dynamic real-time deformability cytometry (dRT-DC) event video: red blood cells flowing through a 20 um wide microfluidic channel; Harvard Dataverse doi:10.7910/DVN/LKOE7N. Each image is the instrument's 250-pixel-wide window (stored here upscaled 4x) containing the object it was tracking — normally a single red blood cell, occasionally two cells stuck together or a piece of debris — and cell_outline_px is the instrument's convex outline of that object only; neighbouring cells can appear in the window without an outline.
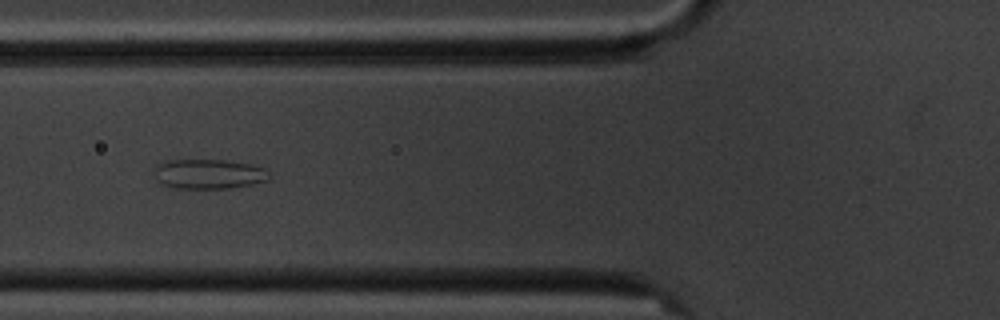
{"species": "common noctule bat (a hibernating species)", "species_latin": "Nyctalus noctula", "temperature_condition": "cold", "stored_images_in_passage": 10, "camera_frame_rate_fps": 3000, "um_per_image_px": 0.085, "animal": {"sex": "male", "body_mass_g": 20.1, "forearm_length_mm": 53.5}, "frame": {"image": 1, "passage_image": 5, "time_ms": 5.667, "image_size_px": [1000, 320], "cell_outline_px": [[272, 176], [268, 180], [252, 184], [228, 188], [176, 188], [160, 184], [156, 180], [156, 164], [164, 160], [224, 160], [252, 164], [264, 168]], "centroid_in_image_um": [17.75, 14.78], "position_along_channel_um": 108.1, "area_um2": 20.0}}
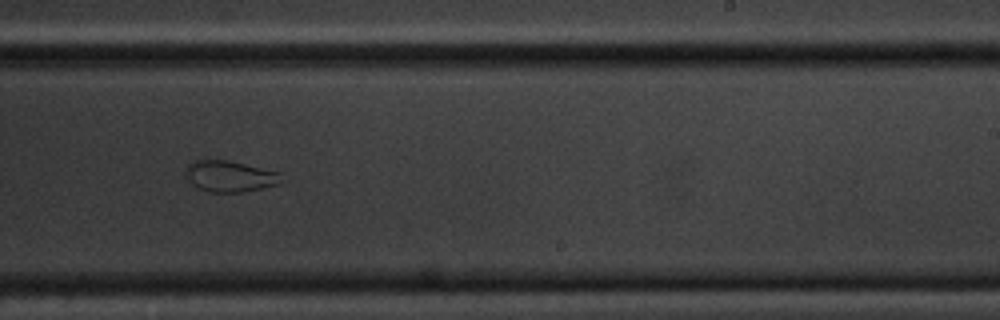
{"frame": {"image": 2, "passage_image": 9, "time_ms": 10.333, "image_size_px": [1000, 320], "cell_outline_px": [[288, 180], [280, 184], [244, 192], [208, 192], [196, 188], [188, 180], [184, 172], [188, 164], [192, 160], [228, 160], [280, 172]], "centroid_in_image_um": [19.58, 14.99], "position_along_channel_um": 269.4, "area_um2": 17.86}}
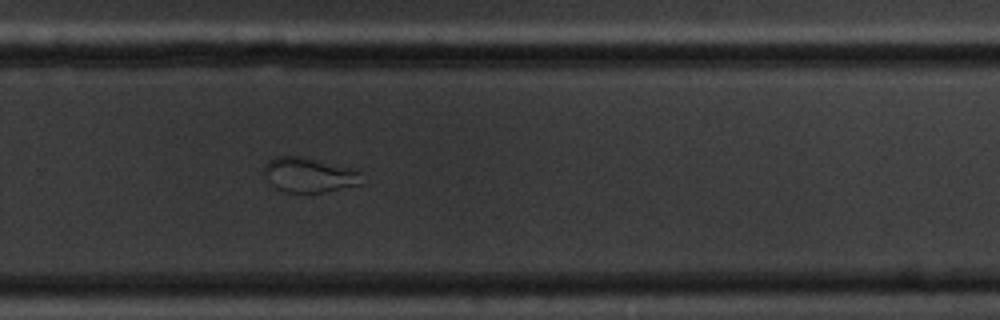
{"frame": {"image": 3, "passage_image": 10, "time_ms": 11.333, "image_size_px": [1000, 320], "cell_outline_px": [[364, 172], [360, 184], [324, 192], [284, 192], [276, 188], [268, 180], [264, 172], [264, 164], [268, 160], [276, 156], [300, 156]], "centroid_in_image_um": [26.25, 14.87], "position_along_channel_um": 303.6, "area_um2": 19.54}}